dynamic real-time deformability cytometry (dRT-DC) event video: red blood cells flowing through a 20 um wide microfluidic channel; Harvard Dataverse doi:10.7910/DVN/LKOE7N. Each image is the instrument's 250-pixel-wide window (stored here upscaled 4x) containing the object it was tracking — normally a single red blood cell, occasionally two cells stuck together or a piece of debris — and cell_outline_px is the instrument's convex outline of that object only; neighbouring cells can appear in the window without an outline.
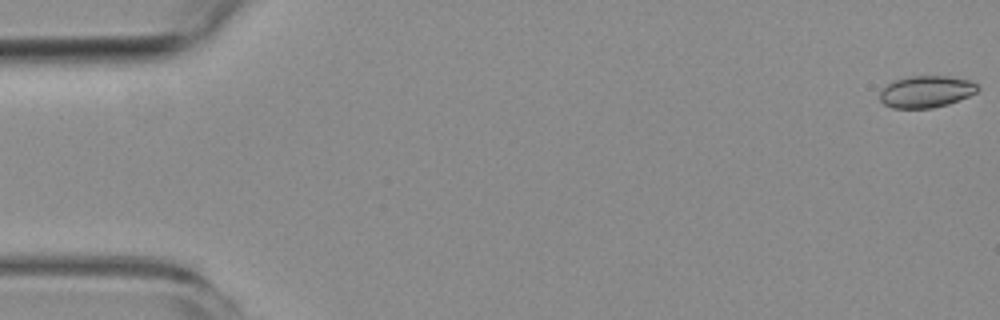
{"species": "common noctule bat (a hibernating species)", "species_latin": "Nyctalus noctula", "temperature_condition": "room temperature", "stored_images_in_passage": 6, "camera_frame_rate_fps": 3000, "um_per_image_px": 0.085, "animal": {"sex": "female", "body_mass_g": 19.3, "forearm_length_mm": 54.1}, "frame": {"image": 1, "passage_image": 1, "time_ms": 0.0, "image_size_px": [1000, 320], "cell_outline_px": [[980, 88], [976, 92], [960, 100], [948, 104], [932, 108], [892, 108], [884, 104], [880, 100], [880, 92], [888, 84], [896, 80], [908, 76], [948, 76], [972, 80]], "centroid_in_image_um": [78.75, 7.79], "position_along_channel_um": 6.2, "area_um2": 18.15}}
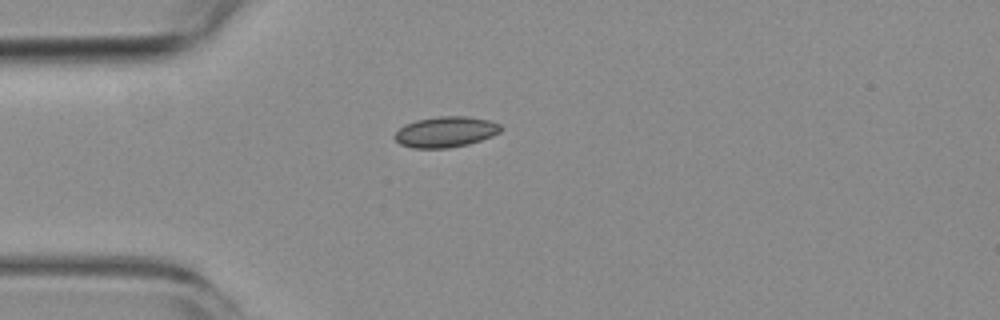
{"frame": {"image": 2, "passage_image": 5, "time_ms": 4.667, "image_size_px": [1000, 320], "cell_outline_px": [[504, 128], [500, 132], [492, 136], [468, 144], [448, 148], [412, 148], [400, 144], [392, 136], [404, 124], [416, 120], [440, 116], [468, 116], [488, 120], [500, 124]], "centroid_in_image_um": [37.88, 11.21], "position_along_channel_um": 47.1, "area_um2": 19.07}}